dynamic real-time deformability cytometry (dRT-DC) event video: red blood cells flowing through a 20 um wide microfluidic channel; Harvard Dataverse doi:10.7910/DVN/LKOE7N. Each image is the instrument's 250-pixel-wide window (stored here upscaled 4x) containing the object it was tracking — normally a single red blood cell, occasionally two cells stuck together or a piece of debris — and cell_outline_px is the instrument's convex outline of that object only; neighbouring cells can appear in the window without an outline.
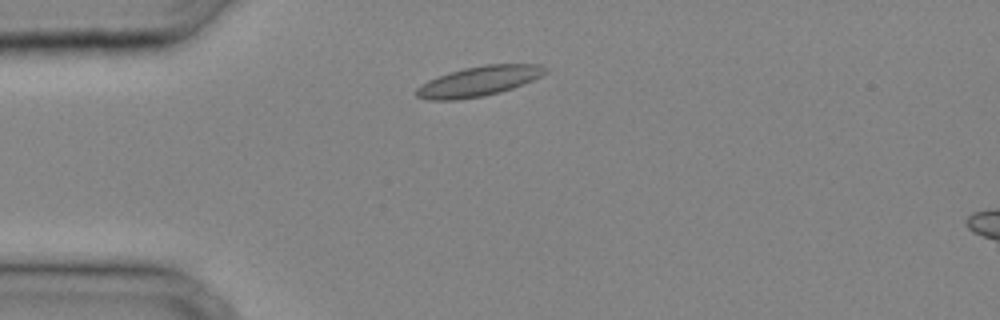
{"species": "common noctule bat (a hibernating species)", "species_latin": "Nyctalus noctula", "temperature_condition": "cold", "stored_images_in_passage": 23, "camera_frame_rate_fps": 3000, "um_per_image_px": 0.085, "animal": {"sex": "male", "body_mass_g": 20.4}, "frame": {"image": 1, "passage_image": 2, "time_ms": 0.333, "image_size_px": [1000, 320], "cell_outline_px": [[548, 72], [532, 80], [512, 88], [500, 92], [484, 96], [456, 100], [428, 100], [416, 96], [416, 88], [428, 80], [448, 72], [464, 68], [484, 64], [540, 64], [548, 68]], "centroid_in_image_um": [40.69, 6.9], "position_along_channel_um": 44.3, "area_um2": 22.54}}
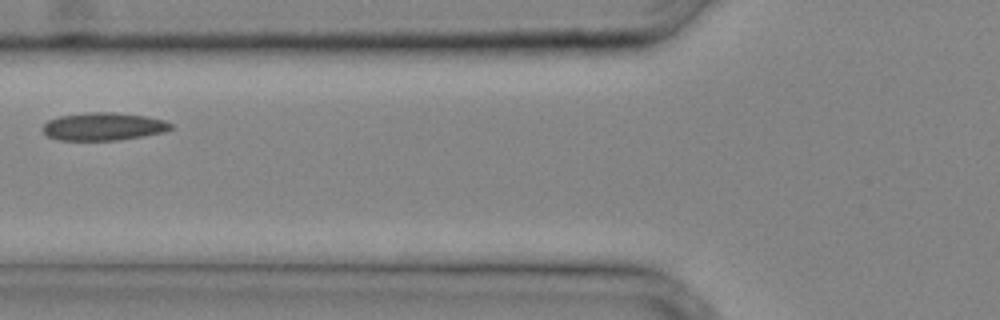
{"frame": {"image": 2, "passage_image": 7, "time_ms": 2.0, "image_size_px": [1000, 320], "cell_outline_px": [[172, 128], [164, 132], [144, 136], [120, 140], [60, 140], [48, 136], [44, 132], [44, 124], [48, 120], [60, 116], [88, 112], [112, 112], [144, 116], [164, 120], [172, 124]], "centroid_in_image_um": [8.81, 10.75], "position_along_channel_um": 117.0, "area_um2": 20.63}}
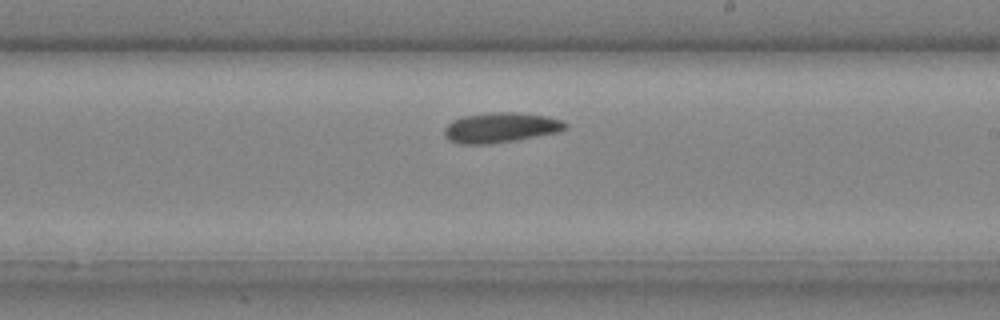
{"frame": {"image": 3, "passage_image": 14, "time_ms": 4.333, "image_size_px": [1000, 320], "cell_outline_px": [[568, 128], [560, 132], [488, 144], [460, 144], [448, 140], [444, 136], [444, 128], [452, 120], [460, 116], [492, 112], [516, 112], [544, 116], [564, 120], [568, 124]], "centroid_in_image_um": [42.54, 10.84], "position_along_channel_um": 246.5, "area_um2": 21.33}}